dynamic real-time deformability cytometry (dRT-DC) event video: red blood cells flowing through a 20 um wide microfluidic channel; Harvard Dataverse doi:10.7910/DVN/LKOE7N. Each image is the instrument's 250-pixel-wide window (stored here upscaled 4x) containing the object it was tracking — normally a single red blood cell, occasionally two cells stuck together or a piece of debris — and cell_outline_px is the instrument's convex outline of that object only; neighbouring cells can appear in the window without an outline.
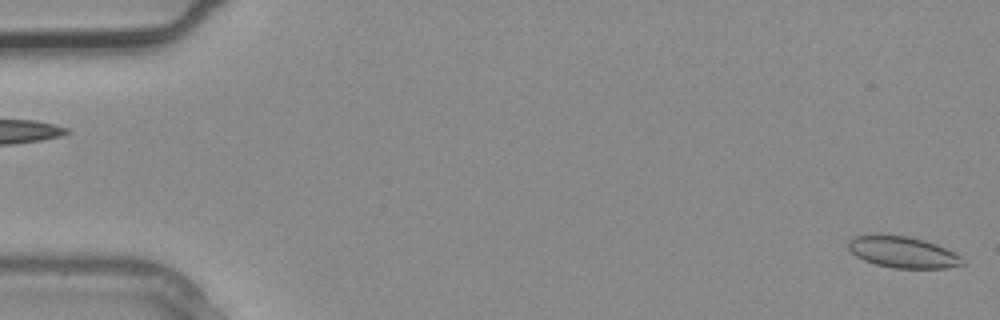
{"species": "common noctule bat (a hibernating species)", "species_latin": "Nyctalus noctula", "temperature_condition": "warm", "stored_images_in_passage": 2, "camera_frame_rate_fps": 3000, "um_per_image_px": 0.085, "animal": {"sex": "male", "body_mass_g": 20.4}, "frame": {"image": 1, "passage_image": 2, "time_ms": 0.333, "image_size_px": [1000, 320], "cell_outline_px": [[964, 264], [948, 268], [892, 268], [876, 264], [864, 260], [856, 256], [848, 248], [848, 240], [852, 236], [876, 232], [880, 232], [908, 236], [924, 240], [936, 244], [960, 256], [964, 260]], "centroid_in_image_um": [76.66, 21.39], "position_along_channel_um": 8.3, "area_um2": 21.33}}